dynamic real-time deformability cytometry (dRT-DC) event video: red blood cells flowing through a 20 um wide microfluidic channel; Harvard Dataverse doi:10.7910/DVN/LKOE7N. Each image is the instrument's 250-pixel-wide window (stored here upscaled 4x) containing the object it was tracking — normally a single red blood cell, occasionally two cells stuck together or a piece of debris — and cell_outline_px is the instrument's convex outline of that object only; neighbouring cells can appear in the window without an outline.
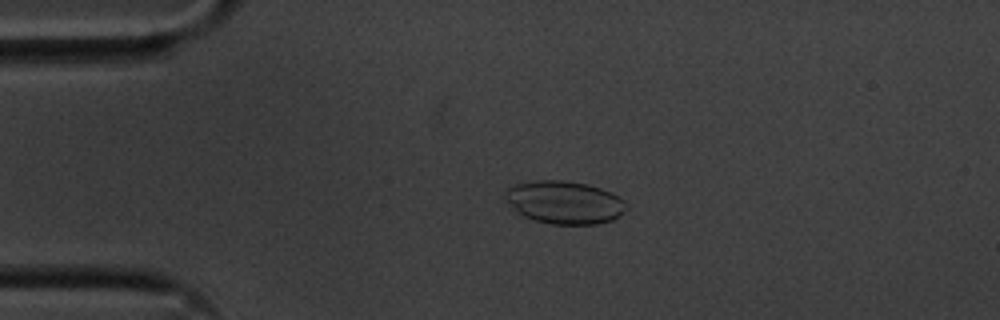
{"species": "common noctule bat (a hibernating species)", "species_latin": "Nyctalus noctula", "temperature_condition": "cold", "stored_images_in_passage": 54, "camera_frame_rate_fps": 3000, "um_per_image_px": 0.085, "animal": {"sex": "male", "body_mass_g": 20.1, "forearm_length_mm": 53.5}, "frame": {"image": 1, "passage_image": 11, "time_ms": 3.333, "image_size_px": [1000, 320], "cell_outline_px": [[628, 208], [620, 216], [612, 220], [596, 224], [552, 224], [536, 220], [524, 216], [504, 196], [504, 192], [508, 188], [516, 184], [536, 180], [560, 180], [588, 184], [612, 192], [620, 196], [628, 204]], "centroid_in_image_um": [48.06, 17.19], "position_along_channel_um": 36.9, "area_um2": 30.11}}
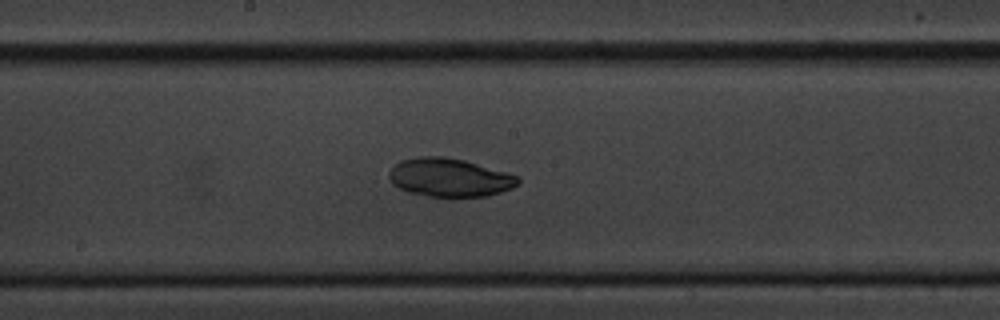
{"frame": {"image": 2, "passage_image": 28, "time_ms": 9.0, "image_size_px": [1000, 320], "cell_outline_px": [[520, 184], [512, 188], [488, 196], [428, 196], [408, 192], [392, 184], [388, 176], [388, 172], [400, 160], [416, 156], [444, 156], [464, 160], [520, 176]], "centroid_in_image_um": [38.21, 15.08], "position_along_channel_um": 210.0, "area_um2": 28.96}}
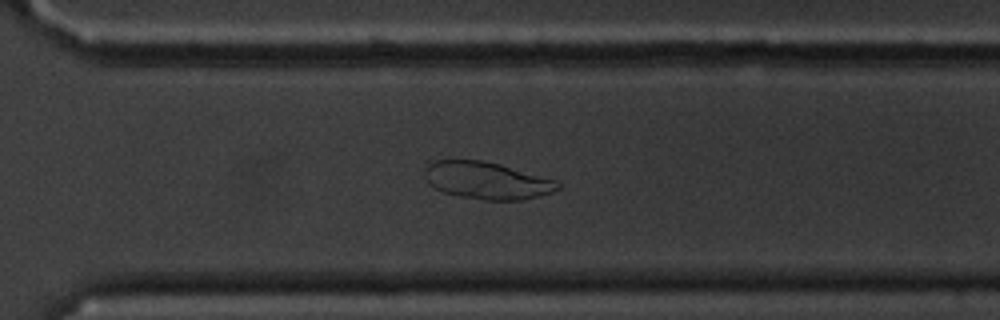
{"frame": {"image": 3, "passage_image": 38, "time_ms": 12.333, "image_size_px": [1000, 320], "cell_outline_px": [[560, 188], [552, 192], [520, 200], [484, 200], [460, 196], [444, 192], [432, 188], [428, 184], [424, 172], [424, 168], [428, 164], [436, 160], [480, 160], [500, 164], [556, 180], [560, 184]], "centroid_in_image_um": [41.35, 15.34], "position_along_channel_um": 329.3, "area_um2": 28.78}}